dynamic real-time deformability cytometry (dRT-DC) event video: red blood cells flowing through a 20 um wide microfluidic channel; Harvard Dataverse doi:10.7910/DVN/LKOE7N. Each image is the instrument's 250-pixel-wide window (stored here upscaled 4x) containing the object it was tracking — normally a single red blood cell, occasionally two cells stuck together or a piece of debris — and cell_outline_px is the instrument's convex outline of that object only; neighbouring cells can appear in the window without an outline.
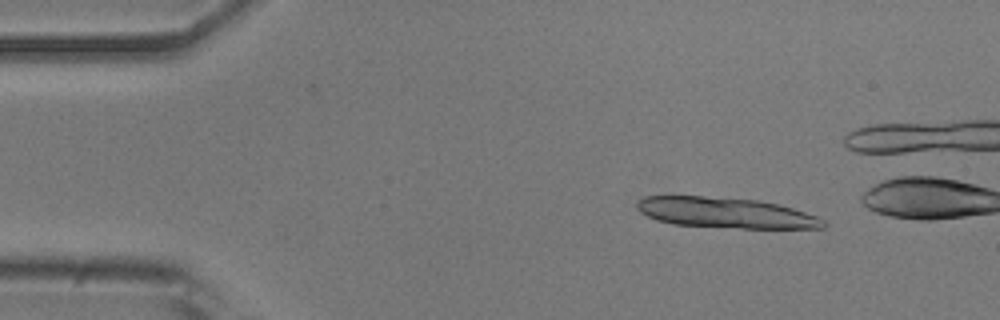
{"species": "common noctule bat (a hibernating species)", "species_latin": "Nyctalus noctula", "temperature_condition": "room temperature", "stored_images_in_passage": 13, "camera_frame_rate_fps": 3000, "um_per_image_px": 0.085, "animal": {"sex": "male", "body_mass_g": 20.5, "forearm_length_mm": 52.5}, "frame": {"image": 1, "passage_image": 6, "time_ms": 1.667, "image_size_px": [1000, 320], "cell_outline_px": [[828, 224], [824, 228], [740, 228], [672, 224], [656, 220], [640, 212], [636, 208], [636, 204], [644, 196], [704, 196], [760, 200], [780, 204], [816, 216], [824, 220]], "centroid_in_image_um": [61.69, 18.08], "position_along_channel_um": 23.3, "area_um2": 33.18}}